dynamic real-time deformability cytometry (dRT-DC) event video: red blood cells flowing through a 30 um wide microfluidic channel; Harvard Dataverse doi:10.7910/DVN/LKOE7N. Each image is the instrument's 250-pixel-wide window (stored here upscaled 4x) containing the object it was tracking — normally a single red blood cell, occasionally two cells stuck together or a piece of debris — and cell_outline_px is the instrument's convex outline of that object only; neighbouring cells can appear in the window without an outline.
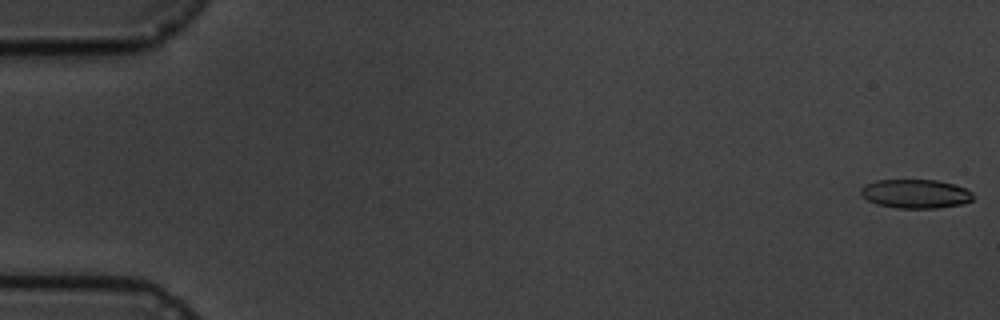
{"species": "common noctule bat (a hibernating species)", "species_latin": "Nyctalus noctula", "temperature_condition": "cold", "stored_images_in_passage": 5, "camera_frame_rate_fps": 3000, "um_per_image_px": 0.085, "animal": {"sex": "male", "body_mass_g": 19.5, "forearm_length_mm": 54.6}, "frame": {"image": 1, "passage_image": 1, "time_ms": 0.0, "image_size_px": [1000, 320], "cell_outline_px": [[972, 200], [964, 204], [936, 208], [896, 208], [876, 204], [868, 200], [860, 192], [860, 188], [864, 184], [876, 180], [936, 180], [952, 184], [964, 188], [972, 192]], "centroid_in_image_um": [77.8, 16.47], "position_along_channel_um": 7.2, "area_um2": 18.9}}
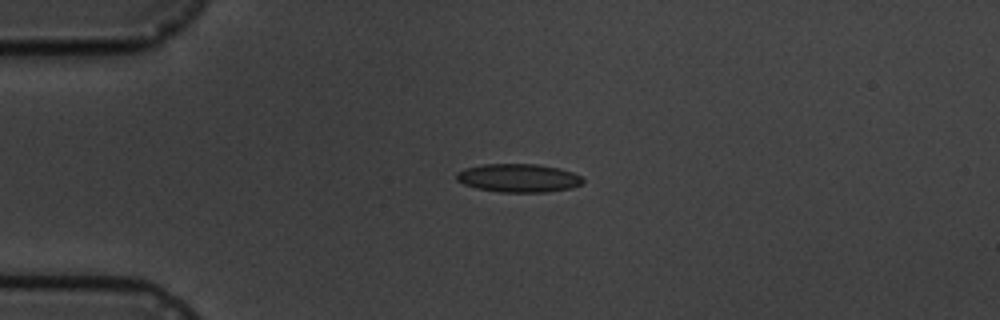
{"frame": {"image": 2, "passage_image": 4, "time_ms": 4.333, "image_size_px": [1000, 320], "cell_outline_px": [[584, 180], [580, 184], [572, 188], [548, 192], [500, 192], [476, 188], [464, 184], [456, 180], [456, 172], [464, 168], [484, 164], [536, 164], [560, 168], [572, 172], [580, 176]], "centroid_in_image_um": [44.05, 15.13], "position_along_channel_um": 40.9, "area_um2": 20.98}}